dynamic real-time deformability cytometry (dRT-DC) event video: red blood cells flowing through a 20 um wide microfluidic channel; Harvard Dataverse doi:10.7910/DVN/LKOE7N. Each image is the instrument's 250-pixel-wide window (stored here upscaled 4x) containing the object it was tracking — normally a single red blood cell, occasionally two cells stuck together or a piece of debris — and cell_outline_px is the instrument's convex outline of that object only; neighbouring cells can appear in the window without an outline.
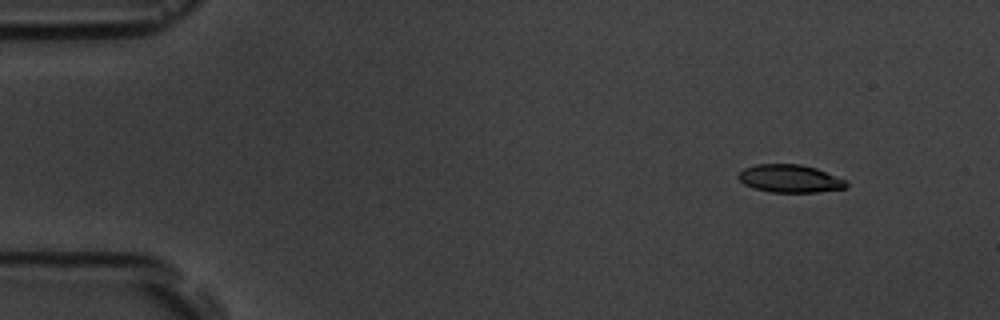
{"species": "common noctule bat (a hibernating species)", "species_latin": "Nyctalus noctula", "temperature_condition": "room temperature", "stored_images_in_passage": 5, "camera_frame_rate_fps": 3000, "um_per_image_px": 0.085, "animal": {"sex": "male", "body_mass_g": 19.5, "forearm_length_mm": 54.6}, "frame": {"image": 1, "passage_image": 2, "time_ms": 1.333, "image_size_px": [1000, 320], "cell_outline_px": [[848, 188], [816, 192], [772, 192], [752, 188], [744, 184], [736, 176], [744, 168], [756, 164], [800, 164], [816, 168], [848, 180]], "centroid_in_image_um": [67.17, 15.18], "position_along_channel_um": 17.8, "area_um2": 17.69}}
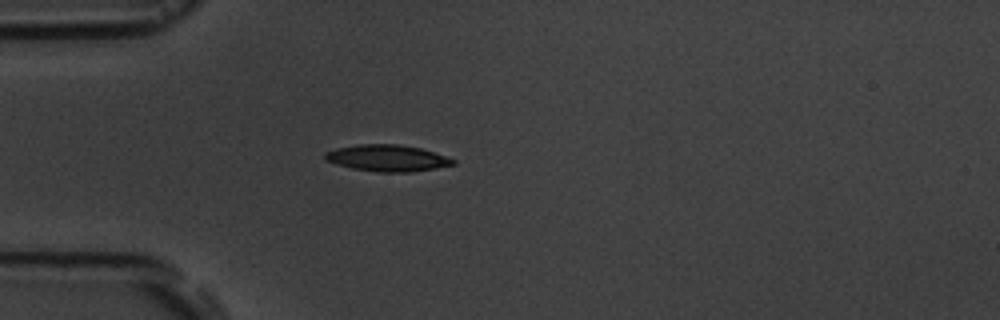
{"frame": {"image": 2, "passage_image": 5, "time_ms": 4.667, "image_size_px": [1000, 320], "cell_outline_px": [[456, 164], [436, 168], [412, 172], [380, 172], [352, 168], [336, 164], [324, 160], [324, 152], [336, 148], [356, 144], [396, 144], [420, 148], [456, 160]], "centroid_in_image_um": [32.88, 13.44], "position_along_channel_um": 52.1, "area_um2": 19.77}}